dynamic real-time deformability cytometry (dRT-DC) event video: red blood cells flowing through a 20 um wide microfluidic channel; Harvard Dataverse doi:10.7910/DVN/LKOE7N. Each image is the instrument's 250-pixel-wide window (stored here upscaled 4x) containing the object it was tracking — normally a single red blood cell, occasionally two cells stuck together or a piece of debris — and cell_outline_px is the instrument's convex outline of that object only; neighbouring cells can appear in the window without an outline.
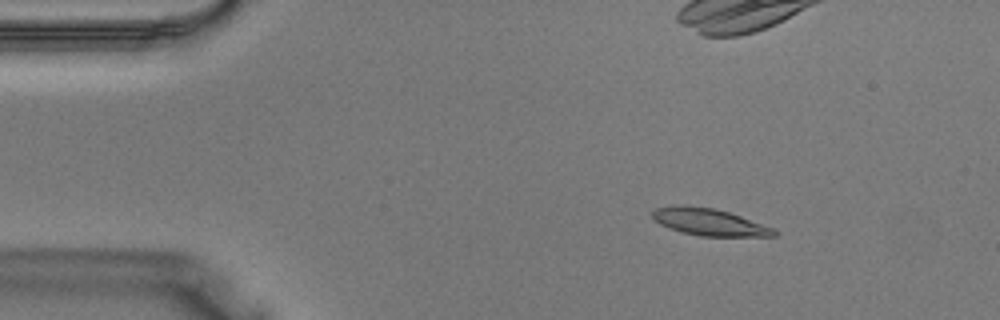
{"species": "Egyptian fruit bat (a non-hibernating species)", "species_latin": "Rousettus aegyptiacus", "temperature_condition": "warm", "stored_images_in_passage": 39, "camera_frame_rate_fps": 3000, "um_per_image_px": 0.085, "animal": {"sex": "male"}, "frame": {"image": 1, "passage_image": 6, "time_ms": 1.667, "image_size_px": [1000, 320], "cell_outline_px": [[776, 236], [700, 236], [680, 232], [668, 228], [660, 224], [652, 216], [652, 212], [656, 208], [676, 204], [680, 204], [712, 208], [728, 212], [740, 216], [772, 228], [776, 232]], "centroid_in_image_um": [60.21, 18.87], "position_along_channel_um": 24.8, "area_um2": 18.96}}